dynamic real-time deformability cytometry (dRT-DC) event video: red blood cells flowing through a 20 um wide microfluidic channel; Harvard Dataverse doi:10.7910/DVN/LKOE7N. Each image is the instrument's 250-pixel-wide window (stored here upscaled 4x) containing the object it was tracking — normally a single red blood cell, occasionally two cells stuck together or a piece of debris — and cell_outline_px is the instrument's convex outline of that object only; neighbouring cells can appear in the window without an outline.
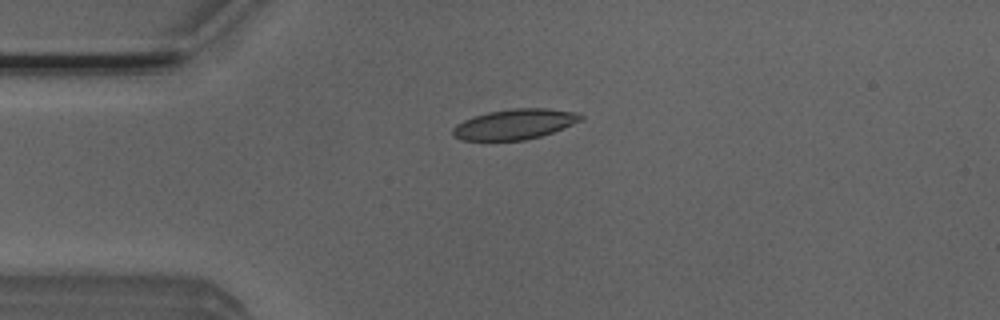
{"species": "Egyptian fruit bat (a non-hibernating species)", "species_latin": "Rousettus aegyptiacus", "temperature_condition": "room temperature", "stored_images_in_passage": 36, "camera_frame_rate_fps": 3000, "um_per_image_px": 0.085, "animal": {"sex": "male"}, "frame": {"image": 1, "passage_image": 2, "time_ms": 0.333, "image_size_px": [1000, 320], "cell_outline_px": [[584, 120], [552, 132], [540, 136], [524, 140], [460, 140], [452, 132], [452, 128], [456, 124], [464, 120], [488, 112], [512, 108], [548, 108], [576, 112], [584, 116]], "centroid_in_image_um": [43.78, 10.55], "position_along_channel_um": 41.2, "area_um2": 22.48}}
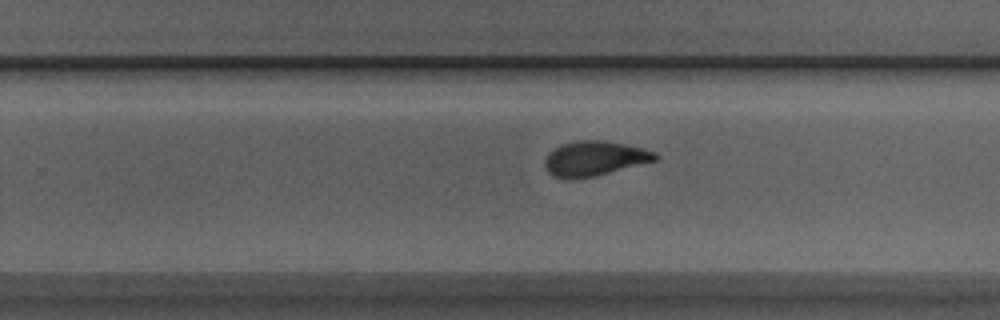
{"frame": {"image": 2, "passage_image": 22, "time_ms": 7.0, "image_size_px": [1000, 320], "cell_outline_px": [[660, 156], [656, 160], [596, 176], [568, 180], [552, 176], [544, 168], [544, 160], [548, 152], [560, 144], [576, 140], [604, 140], [644, 148], [656, 152]], "centroid_in_image_um": [50.49, 13.47], "position_along_channel_um": 279.3, "area_um2": 22.77}}
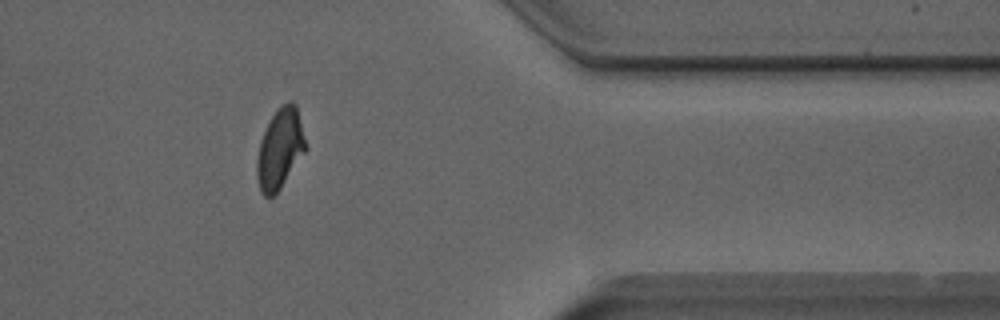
{"frame": {"image": 3, "passage_image": 32, "time_ms": 10.333, "image_size_px": [1000, 320], "cell_outline_px": [[308, 148], [280, 188], [272, 196], [264, 196], [260, 192], [256, 176], [256, 160], [260, 140], [276, 108], [280, 104], [288, 100], [296, 104]], "centroid_in_image_um": [23.8, 12.62], "position_along_channel_um": 387.6, "area_um2": 22.89}, "authors_computed_cell_mechanics": {"area_um2": 22.7732, "velocity_mm_per_s": 3.9015, "shape_relaxation_time_tau1_ms": 3.5188, "shape_relaxation_time_tau2_ms": 0.963, "deformation_change_tau1": 0.144, "deformation_change_tau2": 0.0569}}